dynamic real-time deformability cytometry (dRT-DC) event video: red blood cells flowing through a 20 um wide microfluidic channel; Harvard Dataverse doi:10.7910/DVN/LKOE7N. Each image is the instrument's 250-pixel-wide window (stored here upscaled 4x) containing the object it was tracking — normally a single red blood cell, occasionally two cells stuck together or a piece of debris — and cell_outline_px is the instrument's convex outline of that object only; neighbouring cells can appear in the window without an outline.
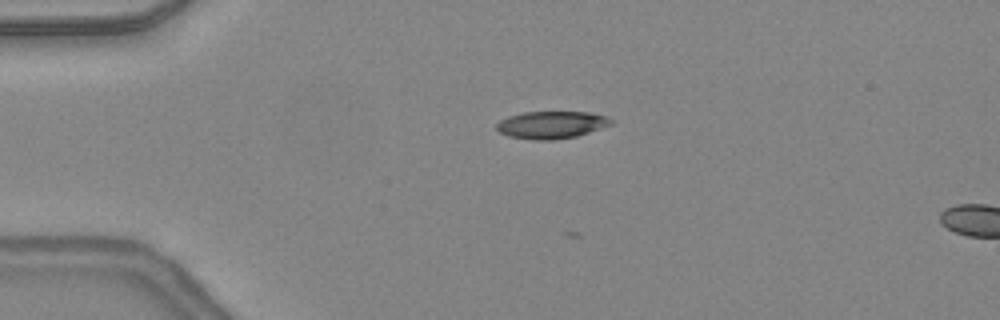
{"species": "common noctule bat (a hibernating species)", "species_latin": "Nyctalus noctula", "temperature_condition": "warm", "stored_images_in_passage": 7, "camera_frame_rate_fps": 3000, "um_per_image_px": 0.085, "animal": {"sex": "female", "body_mass_g": 24.6, "forearm_length_mm": 56.2}, "frame": {"image": 1, "passage_image": 4, "time_ms": 1.0, "image_size_px": [1000, 320], "cell_outline_px": [[612, 124], [576, 136], [556, 140], [532, 140], [508, 136], [500, 132], [496, 128], [496, 124], [500, 120], [508, 116], [524, 112], [588, 112], [604, 116], [612, 120]], "centroid_in_image_um": [46.82, 10.62], "position_along_channel_um": 38.2, "area_um2": 18.15}}